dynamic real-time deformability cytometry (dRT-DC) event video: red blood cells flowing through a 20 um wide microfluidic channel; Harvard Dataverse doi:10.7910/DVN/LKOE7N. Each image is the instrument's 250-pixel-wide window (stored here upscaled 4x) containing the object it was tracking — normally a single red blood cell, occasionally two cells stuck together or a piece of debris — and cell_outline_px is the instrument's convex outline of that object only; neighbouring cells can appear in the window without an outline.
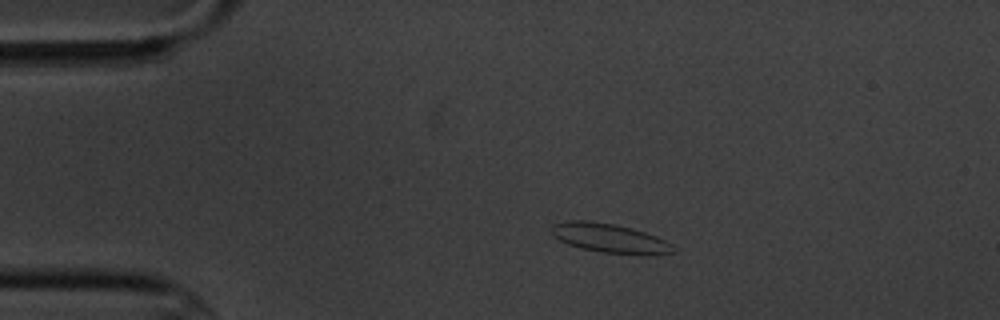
{"species": "common noctule bat (a hibernating species)", "species_latin": "Nyctalus noctula", "temperature_condition": "cold", "stored_images_in_passage": 5, "camera_frame_rate_fps": 3000, "um_per_image_px": 0.085, "animal": {"sex": "male", "body_mass_g": 20.1, "forearm_length_mm": 53.5}, "frame": {"image": 1, "passage_image": 1, "time_ms": 0.0, "image_size_px": [1000, 320], "cell_outline_px": [[676, 252], [644, 256], [600, 252], [580, 248], [568, 244], [552, 236], [552, 224], [568, 220], [588, 220], [612, 224], [644, 232], [656, 236], [672, 244], [676, 248]], "centroid_in_image_um": [51.84, 20.27], "position_along_channel_um": 33.2, "area_um2": 20.87}}
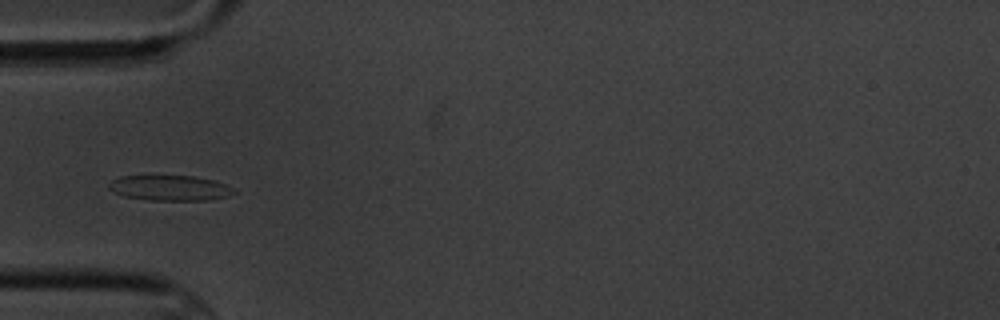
{"frame": {"image": 2, "passage_image": 3, "time_ms": 2.333, "image_size_px": [1000, 320], "cell_outline_px": [[236, 192], [228, 196], [208, 200], [144, 200], [124, 196], [112, 192], [108, 188], [108, 184], [112, 180], [120, 176], [196, 176], [216, 180], [232, 188]], "centroid_in_image_um": [14.42, 15.98], "position_along_channel_um": 70.6, "area_um2": 18.55}}
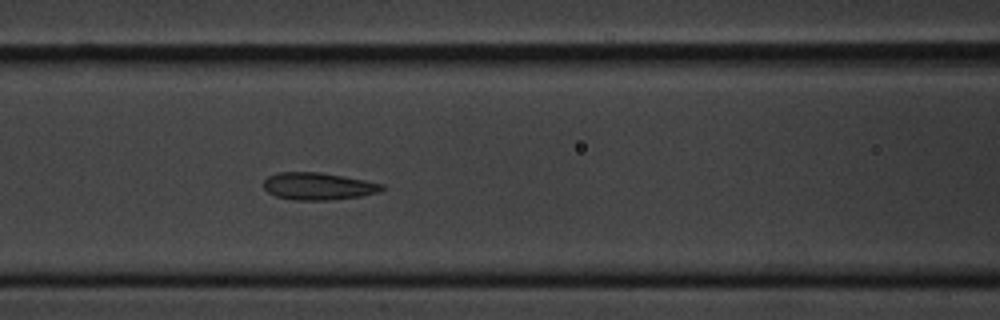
{"frame": {"image": 3, "passage_image": 5, "time_ms": 4.333, "image_size_px": [1000, 320], "cell_outline_px": [[384, 188], [380, 192], [360, 196], [328, 200], [292, 200], [276, 196], [268, 192], [264, 188], [264, 180], [268, 176], [276, 172], [320, 172], [344, 176], [384, 184]], "centroid_in_image_um": [27.03, 15.82], "position_along_channel_um": 139.6, "area_um2": 18.84}}